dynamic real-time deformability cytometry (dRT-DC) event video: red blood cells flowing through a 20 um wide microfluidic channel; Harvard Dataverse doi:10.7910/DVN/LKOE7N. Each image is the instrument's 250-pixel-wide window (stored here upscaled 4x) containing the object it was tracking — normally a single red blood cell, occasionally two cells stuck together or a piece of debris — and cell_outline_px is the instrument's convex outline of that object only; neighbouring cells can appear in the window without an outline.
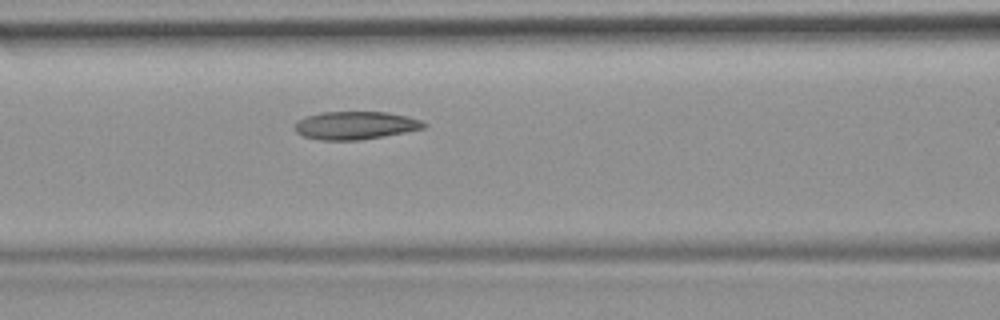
{"species": "common noctule bat (a hibernating species)", "species_latin": "Nyctalus noctula", "temperature_condition": "room temperature", "stored_images_in_passage": 30, "camera_frame_rate_fps": 3000, "um_per_image_px": 0.085, "animal": {"sex": "female", "body_mass_g": 19.9}, "frame": {"image": 1, "passage_image": 9, "time_ms": 2.667, "image_size_px": [1000, 320], "cell_outline_px": [[428, 124], [424, 128], [384, 136], [360, 140], [320, 140], [304, 136], [296, 132], [292, 128], [292, 124], [296, 120], [304, 116], [320, 112], [388, 112], [408, 116], [420, 120]], "centroid_in_image_um": [30.14, 10.65], "position_along_channel_um": 136.5, "area_um2": 21.33}}
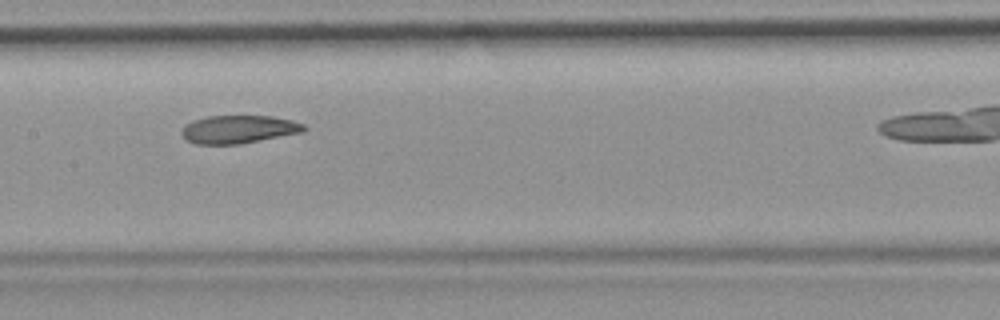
{"frame": {"image": 2, "passage_image": 13, "time_ms": 4.0, "image_size_px": [1000, 320], "cell_outline_px": [[308, 128], [304, 132], [240, 144], [196, 144], [188, 140], [180, 132], [184, 124], [192, 120], [208, 116], [272, 116], [292, 120], [304, 124]], "centroid_in_image_um": [20.3, 10.99], "position_along_channel_um": 187.1, "area_um2": 20.11}}
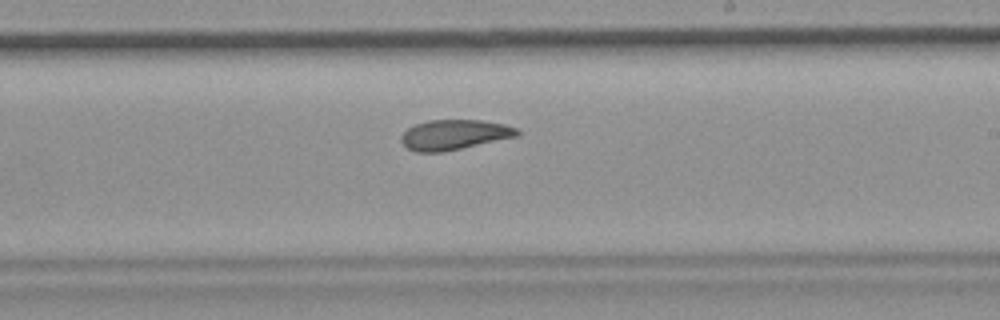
{"frame": {"image": 3, "passage_image": 18, "time_ms": 5.667, "image_size_px": [1000, 320], "cell_outline_px": [[520, 136], [444, 152], [416, 152], [408, 148], [400, 140], [400, 136], [408, 128], [416, 124], [428, 120], [480, 120], [504, 124], [516, 128], [520, 132]], "centroid_in_image_um": [38.63, 11.46], "position_along_channel_um": 250.4, "area_um2": 20.4}}